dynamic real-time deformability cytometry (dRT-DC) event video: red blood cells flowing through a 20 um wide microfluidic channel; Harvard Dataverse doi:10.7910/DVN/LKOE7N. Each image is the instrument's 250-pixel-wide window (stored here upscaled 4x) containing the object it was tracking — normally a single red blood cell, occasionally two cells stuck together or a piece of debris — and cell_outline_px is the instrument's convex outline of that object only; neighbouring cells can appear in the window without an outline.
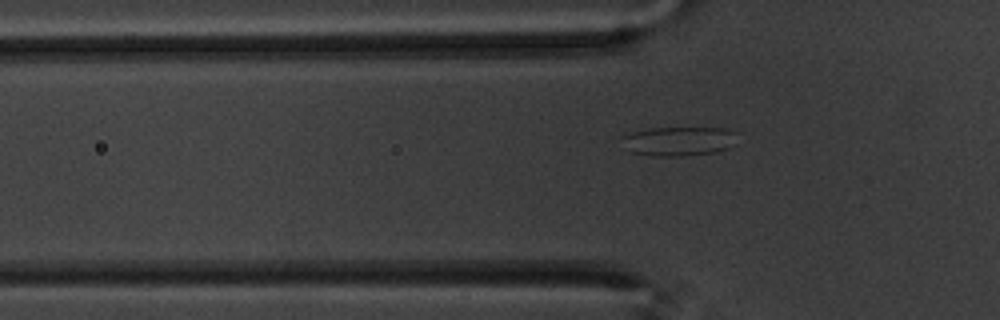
{"species": "common noctule bat (a hibernating species)", "species_latin": "Nyctalus noctula", "temperature_condition": "warm", "stored_images_in_passage": 55, "camera_frame_rate_fps": 3000, "um_per_image_px": 0.085, "animal": {"sex": "male", "body_mass_g": 20.1, "forearm_length_mm": 53.5}, "frame": {"image": 1, "passage_image": 19, "time_ms": 6.0, "image_size_px": [1000, 320], "cell_outline_px": [[736, 144], [728, 148], [716, 152], [684, 156], [652, 156], [628, 152], [624, 148], [620, 136], [632, 132], [648, 128], [724, 128], [736, 132]], "centroid_in_image_um": [57.66, 12.01], "position_along_channel_um": 68.1, "area_um2": 20.06}}
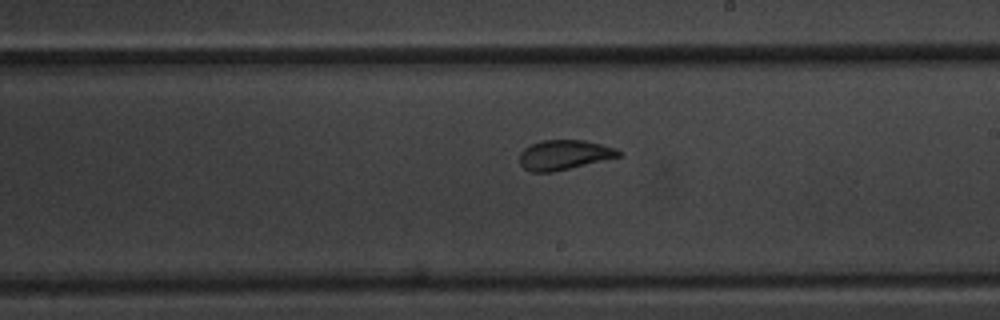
{"frame": {"image": 2, "passage_image": 34, "time_ms": 11.0, "image_size_px": [1000, 320], "cell_outline_px": [[624, 156], [552, 172], [532, 172], [524, 168], [520, 164], [520, 152], [524, 148], [532, 144], [544, 140], [584, 140], [616, 148], [624, 152]], "centroid_in_image_um": [48.0, 13.16], "position_along_channel_um": 241.0, "area_um2": 17.28}}
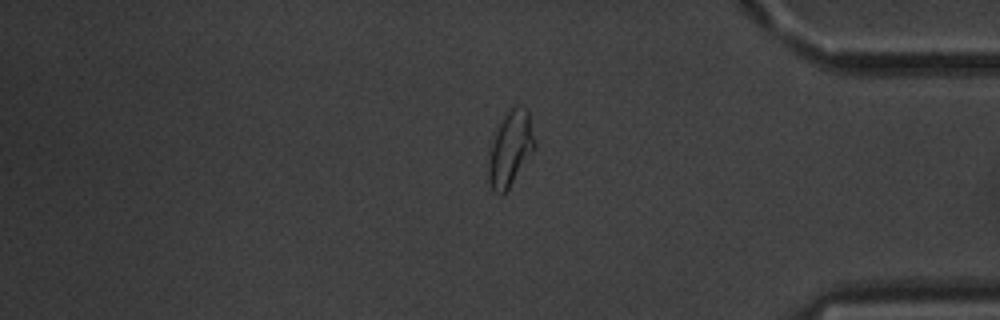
{"frame": {"image": 3, "passage_image": 49, "time_ms": 16.0, "image_size_px": [1000, 320], "cell_outline_px": [[536, 148], [504, 196], [500, 196], [492, 192], [488, 180], [488, 160], [492, 144], [496, 132], [504, 112], [516, 104], [524, 108], [528, 112], [536, 144]], "centroid_in_image_um": [43.38, 12.69], "position_along_channel_um": 391.8, "area_um2": 20.52}}